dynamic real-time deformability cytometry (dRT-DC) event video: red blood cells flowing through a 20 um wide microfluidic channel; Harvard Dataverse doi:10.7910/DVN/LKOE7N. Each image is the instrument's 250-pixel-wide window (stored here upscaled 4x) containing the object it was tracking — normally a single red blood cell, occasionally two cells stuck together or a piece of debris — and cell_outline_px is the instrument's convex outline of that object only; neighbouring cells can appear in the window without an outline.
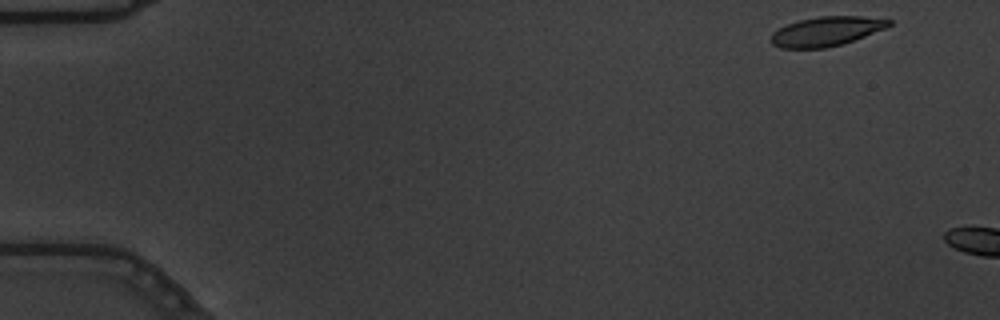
{"species": "common noctule bat (a hibernating species)", "species_latin": "Nyctalus noctula", "temperature_condition": "warm", "stored_images_in_passage": 5, "camera_frame_rate_fps": 3000, "um_per_image_px": 0.085, "animal": {"sex": "male", "body_mass_g": 19.5, "forearm_length_mm": 54.6}, "frame": {"image": 1, "passage_image": 2, "time_ms": 0.333, "image_size_px": [1000, 320], "cell_outline_px": [[892, 24], [884, 28], [844, 44], [824, 48], [780, 48], [772, 44], [772, 32], [788, 24], [800, 20], [820, 16], [860, 16], [892, 20]], "centroid_in_image_um": [70.23, 2.67], "position_along_channel_um": 14.8, "area_um2": 19.94}}